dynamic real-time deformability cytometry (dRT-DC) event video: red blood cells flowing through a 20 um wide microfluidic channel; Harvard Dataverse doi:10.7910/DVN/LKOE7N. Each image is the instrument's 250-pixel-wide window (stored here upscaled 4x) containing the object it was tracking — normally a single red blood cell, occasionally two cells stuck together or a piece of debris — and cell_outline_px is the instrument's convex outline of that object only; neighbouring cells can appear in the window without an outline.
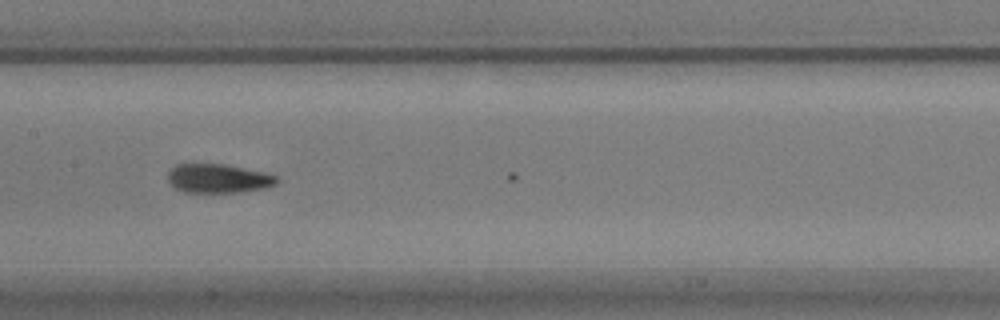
{"species": "common noctule bat (a hibernating species)", "species_latin": "Nyctalus noctula", "temperature_condition": "warm", "stored_images_in_passage": 10, "camera_frame_rate_fps": 3000, "um_per_image_px": 0.085, "animal": {"sex": "male", "body_mass_g": 17.9}, "frame": {"image": 1, "passage_image": 9, "time_ms": 2.667, "image_size_px": [1000, 320], "cell_outline_px": [[280, 180], [276, 184], [268, 188], [236, 192], [184, 192], [176, 188], [168, 180], [168, 172], [176, 164], [192, 160], [224, 164], [264, 172], [276, 176]], "centroid_in_image_um": [18.52, 15.12], "position_along_channel_um": 188.9, "area_um2": 19.02}}